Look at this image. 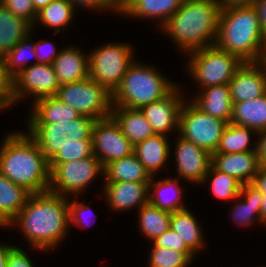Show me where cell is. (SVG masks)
I'll use <instances>...</instances> for the list:
<instances>
[{"mask_svg": "<svg viewBox=\"0 0 266 267\" xmlns=\"http://www.w3.org/2000/svg\"><path fill=\"white\" fill-rule=\"evenodd\" d=\"M93 154L106 164L134 153V145L122 134L112 116L98 119L92 130Z\"/></svg>", "mask_w": 266, "mask_h": 267, "instance_id": "obj_12", "label": "cell"}, {"mask_svg": "<svg viewBox=\"0 0 266 267\" xmlns=\"http://www.w3.org/2000/svg\"><path fill=\"white\" fill-rule=\"evenodd\" d=\"M261 219L266 225V194H262V203L260 206Z\"/></svg>", "mask_w": 266, "mask_h": 267, "instance_id": "obj_52", "label": "cell"}, {"mask_svg": "<svg viewBox=\"0 0 266 267\" xmlns=\"http://www.w3.org/2000/svg\"><path fill=\"white\" fill-rule=\"evenodd\" d=\"M14 223L33 248L46 251L56 247L70 227L68 197L49 191L31 194L9 225Z\"/></svg>", "mask_w": 266, "mask_h": 267, "instance_id": "obj_1", "label": "cell"}, {"mask_svg": "<svg viewBox=\"0 0 266 267\" xmlns=\"http://www.w3.org/2000/svg\"><path fill=\"white\" fill-rule=\"evenodd\" d=\"M212 165L219 171L229 174L242 184L252 183L261 164L257 151L241 153H213Z\"/></svg>", "mask_w": 266, "mask_h": 267, "instance_id": "obj_18", "label": "cell"}, {"mask_svg": "<svg viewBox=\"0 0 266 267\" xmlns=\"http://www.w3.org/2000/svg\"><path fill=\"white\" fill-rule=\"evenodd\" d=\"M52 1L53 0H32L33 7H34L36 12L40 11L42 8L47 6Z\"/></svg>", "mask_w": 266, "mask_h": 267, "instance_id": "obj_51", "label": "cell"}, {"mask_svg": "<svg viewBox=\"0 0 266 267\" xmlns=\"http://www.w3.org/2000/svg\"><path fill=\"white\" fill-rule=\"evenodd\" d=\"M130 47L126 43L110 42L88 54L89 77L113 93L134 61Z\"/></svg>", "mask_w": 266, "mask_h": 267, "instance_id": "obj_9", "label": "cell"}, {"mask_svg": "<svg viewBox=\"0 0 266 267\" xmlns=\"http://www.w3.org/2000/svg\"><path fill=\"white\" fill-rule=\"evenodd\" d=\"M230 123L251 128L257 133L266 130V93L255 99L234 103Z\"/></svg>", "mask_w": 266, "mask_h": 267, "instance_id": "obj_26", "label": "cell"}, {"mask_svg": "<svg viewBox=\"0 0 266 267\" xmlns=\"http://www.w3.org/2000/svg\"><path fill=\"white\" fill-rule=\"evenodd\" d=\"M171 179L170 177L155 182L154 177H151L149 189L153 188L154 191L148 194V202L161 210L174 213L186 209V206L181 204V186L178 184V179ZM171 194L173 197L169 196Z\"/></svg>", "mask_w": 266, "mask_h": 267, "instance_id": "obj_28", "label": "cell"}, {"mask_svg": "<svg viewBox=\"0 0 266 267\" xmlns=\"http://www.w3.org/2000/svg\"><path fill=\"white\" fill-rule=\"evenodd\" d=\"M76 47L60 50L52 65L60 85L78 82L89 77V55Z\"/></svg>", "mask_w": 266, "mask_h": 267, "instance_id": "obj_19", "label": "cell"}, {"mask_svg": "<svg viewBox=\"0 0 266 267\" xmlns=\"http://www.w3.org/2000/svg\"><path fill=\"white\" fill-rule=\"evenodd\" d=\"M30 34H32L31 31L3 57L6 69L12 77L29 66L26 64H29L27 62L31 55L36 56L35 44L31 42Z\"/></svg>", "mask_w": 266, "mask_h": 267, "instance_id": "obj_36", "label": "cell"}, {"mask_svg": "<svg viewBox=\"0 0 266 267\" xmlns=\"http://www.w3.org/2000/svg\"><path fill=\"white\" fill-rule=\"evenodd\" d=\"M0 226L2 227H8L9 226V222L0 214Z\"/></svg>", "mask_w": 266, "mask_h": 267, "instance_id": "obj_54", "label": "cell"}, {"mask_svg": "<svg viewBox=\"0 0 266 267\" xmlns=\"http://www.w3.org/2000/svg\"><path fill=\"white\" fill-rule=\"evenodd\" d=\"M7 267H33V264L26 252L15 246L9 253Z\"/></svg>", "mask_w": 266, "mask_h": 267, "instance_id": "obj_45", "label": "cell"}, {"mask_svg": "<svg viewBox=\"0 0 266 267\" xmlns=\"http://www.w3.org/2000/svg\"><path fill=\"white\" fill-rule=\"evenodd\" d=\"M137 210H139L140 229L145 237L155 240L170 228V212L161 210L149 202Z\"/></svg>", "mask_w": 266, "mask_h": 267, "instance_id": "obj_33", "label": "cell"}, {"mask_svg": "<svg viewBox=\"0 0 266 267\" xmlns=\"http://www.w3.org/2000/svg\"><path fill=\"white\" fill-rule=\"evenodd\" d=\"M239 197H245V201L235 204L232 210V219L240 226H248L254 222L255 218V221L265 224L261 219L262 193L260 190L252 183L242 184Z\"/></svg>", "mask_w": 266, "mask_h": 267, "instance_id": "obj_30", "label": "cell"}, {"mask_svg": "<svg viewBox=\"0 0 266 267\" xmlns=\"http://www.w3.org/2000/svg\"><path fill=\"white\" fill-rule=\"evenodd\" d=\"M258 134L255 130L228 123L220 138L218 147L214 153H241L257 151V145L254 148L249 147L251 134Z\"/></svg>", "mask_w": 266, "mask_h": 267, "instance_id": "obj_32", "label": "cell"}, {"mask_svg": "<svg viewBox=\"0 0 266 267\" xmlns=\"http://www.w3.org/2000/svg\"><path fill=\"white\" fill-rule=\"evenodd\" d=\"M175 87L163 99L144 105L140 108L157 135L166 136L170 131L179 130L180 110L185 102Z\"/></svg>", "mask_w": 266, "mask_h": 267, "instance_id": "obj_16", "label": "cell"}, {"mask_svg": "<svg viewBox=\"0 0 266 267\" xmlns=\"http://www.w3.org/2000/svg\"><path fill=\"white\" fill-rule=\"evenodd\" d=\"M0 148V172L31 194L48 191L49 161L30 134L11 132Z\"/></svg>", "mask_w": 266, "mask_h": 267, "instance_id": "obj_2", "label": "cell"}, {"mask_svg": "<svg viewBox=\"0 0 266 267\" xmlns=\"http://www.w3.org/2000/svg\"><path fill=\"white\" fill-rule=\"evenodd\" d=\"M232 103L261 97L266 93V66L260 62H243L228 83Z\"/></svg>", "mask_w": 266, "mask_h": 267, "instance_id": "obj_15", "label": "cell"}, {"mask_svg": "<svg viewBox=\"0 0 266 267\" xmlns=\"http://www.w3.org/2000/svg\"><path fill=\"white\" fill-rule=\"evenodd\" d=\"M60 84L52 64H30L13 77L14 103L26 95H33L35 100L55 96Z\"/></svg>", "mask_w": 266, "mask_h": 267, "instance_id": "obj_13", "label": "cell"}, {"mask_svg": "<svg viewBox=\"0 0 266 267\" xmlns=\"http://www.w3.org/2000/svg\"><path fill=\"white\" fill-rule=\"evenodd\" d=\"M130 0H117L118 8L121 10Z\"/></svg>", "mask_w": 266, "mask_h": 267, "instance_id": "obj_53", "label": "cell"}, {"mask_svg": "<svg viewBox=\"0 0 266 267\" xmlns=\"http://www.w3.org/2000/svg\"><path fill=\"white\" fill-rule=\"evenodd\" d=\"M210 177H212L210 182L211 192L217 199H240L242 183L235 177L217 170L212 164L204 177V182Z\"/></svg>", "mask_w": 266, "mask_h": 267, "instance_id": "obj_35", "label": "cell"}, {"mask_svg": "<svg viewBox=\"0 0 266 267\" xmlns=\"http://www.w3.org/2000/svg\"><path fill=\"white\" fill-rule=\"evenodd\" d=\"M96 119L80 116L72 121L52 124H28V132L49 161L60 149L93 146L92 130Z\"/></svg>", "mask_w": 266, "mask_h": 267, "instance_id": "obj_6", "label": "cell"}, {"mask_svg": "<svg viewBox=\"0 0 266 267\" xmlns=\"http://www.w3.org/2000/svg\"><path fill=\"white\" fill-rule=\"evenodd\" d=\"M175 160L179 176L188 182L204 183L212 164V154L178 135Z\"/></svg>", "mask_w": 266, "mask_h": 267, "instance_id": "obj_14", "label": "cell"}, {"mask_svg": "<svg viewBox=\"0 0 266 267\" xmlns=\"http://www.w3.org/2000/svg\"><path fill=\"white\" fill-rule=\"evenodd\" d=\"M103 173L105 182H150L151 180L150 174L134 153L106 164Z\"/></svg>", "mask_w": 266, "mask_h": 267, "instance_id": "obj_27", "label": "cell"}, {"mask_svg": "<svg viewBox=\"0 0 266 267\" xmlns=\"http://www.w3.org/2000/svg\"><path fill=\"white\" fill-rule=\"evenodd\" d=\"M15 245L0 244V267H7L10 251Z\"/></svg>", "mask_w": 266, "mask_h": 267, "instance_id": "obj_50", "label": "cell"}, {"mask_svg": "<svg viewBox=\"0 0 266 267\" xmlns=\"http://www.w3.org/2000/svg\"><path fill=\"white\" fill-rule=\"evenodd\" d=\"M257 135L258 137L257 145V156L261 166H266V130L259 132Z\"/></svg>", "mask_w": 266, "mask_h": 267, "instance_id": "obj_46", "label": "cell"}, {"mask_svg": "<svg viewBox=\"0 0 266 267\" xmlns=\"http://www.w3.org/2000/svg\"><path fill=\"white\" fill-rule=\"evenodd\" d=\"M49 169L48 191L63 197H69V194L79 195L97 175L104 174V167L95 155L61 164H49Z\"/></svg>", "mask_w": 266, "mask_h": 267, "instance_id": "obj_10", "label": "cell"}, {"mask_svg": "<svg viewBox=\"0 0 266 267\" xmlns=\"http://www.w3.org/2000/svg\"><path fill=\"white\" fill-rule=\"evenodd\" d=\"M106 202L112 210L138 209L148 203L149 182H104ZM139 205V206H137Z\"/></svg>", "mask_w": 266, "mask_h": 267, "instance_id": "obj_17", "label": "cell"}, {"mask_svg": "<svg viewBox=\"0 0 266 267\" xmlns=\"http://www.w3.org/2000/svg\"><path fill=\"white\" fill-rule=\"evenodd\" d=\"M33 113L27 120L28 124H52L72 121L81 115L56 96L43 97L33 102Z\"/></svg>", "mask_w": 266, "mask_h": 267, "instance_id": "obj_23", "label": "cell"}, {"mask_svg": "<svg viewBox=\"0 0 266 267\" xmlns=\"http://www.w3.org/2000/svg\"><path fill=\"white\" fill-rule=\"evenodd\" d=\"M195 98L193 103L200 110L208 115L230 123L233 103L230 98V88L228 84L204 88L200 92V95Z\"/></svg>", "mask_w": 266, "mask_h": 267, "instance_id": "obj_21", "label": "cell"}, {"mask_svg": "<svg viewBox=\"0 0 266 267\" xmlns=\"http://www.w3.org/2000/svg\"><path fill=\"white\" fill-rule=\"evenodd\" d=\"M111 116L118 123L122 134L134 146L155 135L151 124L140 109L112 107Z\"/></svg>", "mask_w": 266, "mask_h": 267, "instance_id": "obj_22", "label": "cell"}, {"mask_svg": "<svg viewBox=\"0 0 266 267\" xmlns=\"http://www.w3.org/2000/svg\"><path fill=\"white\" fill-rule=\"evenodd\" d=\"M55 96L82 116L96 120L111 116L112 93L90 77L60 85Z\"/></svg>", "mask_w": 266, "mask_h": 267, "instance_id": "obj_8", "label": "cell"}, {"mask_svg": "<svg viewBox=\"0 0 266 267\" xmlns=\"http://www.w3.org/2000/svg\"><path fill=\"white\" fill-rule=\"evenodd\" d=\"M14 103L13 77L8 73L4 58L0 57V109H8Z\"/></svg>", "mask_w": 266, "mask_h": 267, "instance_id": "obj_39", "label": "cell"}, {"mask_svg": "<svg viewBox=\"0 0 266 267\" xmlns=\"http://www.w3.org/2000/svg\"><path fill=\"white\" fill-rule=\"evenodd\" d=\"M33 27L0 4V57L11 51Z\"/></svg>", "mask_w": 266, "mask_h": 267, "instance_id": "obj_25", "label": "cell"}, {"mask_svg": "<svg viewBox=\"0 0 266 267\" xmlns=\"http://www.w3.org/2000/svg\"><path fill=\"white\" fill-rule=\"evenodd\" d=\"M152 243L153 246L168 247L179 252H191L184 244L183 239L179 237V233L171 228L153 240Z\"/></svg>", "mask_w": 266, "mask_h": 267, "instance_id": "obj_41", "label": "cell"}, {"mask_svg": "<svg viewBox=\"0 0 266 267\" xmlns=\"http://www.w3.org/2000/svg\"><path fill=\"white\" fill-rule=\"evenodd\" d=\"M221 7L223 8H229V7H235V6H246V5H253L255 0H216Z\"/></svg>", "mask_w": 266, "mask_h": 267, "instance_id": "obj_49", "label": "cell"}, {"mask_svg": "<svg viewBox=\"0 0 266 267\" xmlns=\"http://www.w3.org/2000/svg\"><path fill=\"white\" fill-rule=\"evenodd\" d=\"M73 6L76 8L77 6L88 7L89 9H102L103 11L106 9H112L115 12H120L117 4V0H69Z\"/></svg>", "mask_w": 266, "mask_h": 267, "instance_id": "obj_44", "label": "cell"}, {"mask_svg": "<svg viewBox=\"0 0 266 267\" xmlns=\"http://www.w3.org/2000/svg\"><path fill=\"white\" fill-rule=\"evenodd\" d=\"M227 124L219 118L206 114L192 101L189 105L185 101L180 110L178 134L213 154Z\"/></svg>", "mask_w": 266, "mask_h": 267, "instance_id": "obj_11", "label": "cell"}, {"mask_svg": "<svg viewBox=\"0 0 266 267\" xmlns=\"http://www.w3.org/2000/svg\"><path fill=\"white\" fill-rule=\"evenodd\" d=\"M170 82L158 73L156 68L134 60L120 85L112 93V107L140 109L144 105L161 100L177 86Z\"/></svg>", "mask_w": 266, "mask_h": 267, "instance_id": "obj_5", "label": "cell"}, {"mask_svg": "<svg viewBox=\"0 0 266 267\" xmlns=\"http://www.w3.org/2000/svg\"><path fill=\"white\" fill-rule=\"evenodd\" d=\"M68 206H69V224L74 223V224L79 225L81 227H83V226L86 227L88 224L86 222L87 219L84 216H86L85 215V213H86L87 216L89 217L88 213H90L91 208L82 202L73 201L71 203V201H69V200H68ZM85 224H87V225H85Z\"/></svg>", "mask_w": 266, "mask_h": 267, "instance_id": "obj_43", "label": "cell"}, {"mask_svg": "<svg viewBox=\"0 0 266 267\" xmlns=\"http://www.w3.org/2000/svg\"><path fill=\"white\" fill-rule=\"evenodd\" d=\"M192 252H179L168 247L153 246L149 267H186L194 259Z\"/></svg>", "mask_w": 266, "mask_h": 267, "instance_id": "obj_37", "label": "cell"}, {"mask_svg": "<svg viewBox=\"0 0 266 267\" xmlns=\"http://www.w3.org/2000/svg\"><path fill=\"white\" fill-rule=\"evenodd\" d=\"M93 146H70L60 149L50 160L49 164H61L68 161L89 158L93 156Z\"/></svg>", "mask_w": 266, "mask_h": 267, "instance_id": "obj_38", "label": "cell"}, {"mask_svg": "<svg viewBox=\"0 0 266 267\" xmlns=\"http://www.w3.org/2000/svg\"><path fill=\"white\" fill-rule=\"evenodd\" d=\"M170 228L179 233V237L194 255L205 245L202 230L187 208L171 213Z\"/></svg>", "mask_w": 266, "mask_h": 267, "instance_id": "obj_29", "label": "cell"}, {"mask_svg": "<svg viewBox=\"0 0 266 267\" xmlns=\"http://www.w3.org/2000/svg\"><path fill=\"white\" fill-rule=\"evenodd\" d=\"M253 5L258 13L260 28L266 36V0H255Z\"/></svg>", "mask_w": 266, "mask_h": 267, "instance_id": "obj_47", "label": "cell"}, {"mask_svg": "<svg viewBox=\"0 0 266 267\" xmlns=\"http://www.w3.org/2000/svg\"><path fill=\"white\" fill-rule=\"evenodd\" d=\"M215 45L236 55L242 62L263 60L266 36L260 28L254 5L221 9Z\"/></svg>", "mask_w": 266, "mask_h": 267, "instance_id": "obj_4", "label": "cell"}, {"mask_svg": "<svg viewBox=\"0 0 266 267\" xmlns=\"http://www.w3.org/2000/svg\"><path fill=\"white\" fill-rule=\"evenodd\" d=\"M75 7L69 0H53L47 6L37 12L35 22L39 21L44 26L54 28L56 33L65 29L70 22H72Z\"/></svg>", "mask_w": 266, "mask_h": 267, "instance_id": "obj_34", "label": "cell"}, {"mask_svg": "<svg viewBox=\"0 0 266 267\" xmlns=\"http://www.w3.org/2000/svg\"><path fill=\"white\" fill-rule=\"evenodd\" d=\"M252 184L255 185L262 194H266V166H261L255 175Z\"/></svg>", "mask_w": 266, "mask_h": 267, "instance_id": "obj_48", "label": "cell"}, {"mask_svg": "<svg viewBox=\"0 0 266 267\" xmlns=\"http://www.w3.org/2000/svg\"><path fill=\"white\" fill-rule=\"evenodd\" d=\"M134 154L151 177L165 167L170 155L167 135H153L134 146Z\"/></svg>", "mask_w": 266, "mask_h": 267, "instance_id": "obj_20", "label": "cell"}, {"mask_svg": "<svg viewBox=\"0 0 266 267\" xmlns=\"http://www.w3.org/2000/svg\"><path fill=\"white\" fill-rule=\"evenodd\" d=\"M31 195L24 187L11 182L0 172V214L10 223Z\"/></svg>", "mask_w": 266, "mask_h": 267, "instance_id": "obj_31", "label": "cell"}, {"mask_svg": "<svg viewBox=\"0 0 266 267\" xmlns=\"http://www.w3.org/2000/svg\"><path fill=\"white\" fill-rule=\"evenodd\" d=\"M183 0H130L119 13L136 18H156L161 27L180 8Z\"/></svg>", "mask_w": 266, "mask_h": 267, "instance_id": "obj_24", "label": "cell"}, {"mask_svg": "<svg viewBox=\"0 0 266 267\" xmlns=\"http://www.w3.org/2000/svg\"><path fill=\"white\" fill-rule=\"evenodd\" d=\"M46 48V50H45ZM45 50V51H44ZM35 59L34 63L37 64H52L55 58L59 55L60 51L55 50V46L51 41L43 40L35 43Z\"/></svg>", "mask_w": 266, "mask_h": 267, "instance_id": "obj_42", "label": "cell"}, {"mask_svg": "<svg viewBox=\"0 0 266 267\" xmlns=\"http://www.w3.org/2000/svg\"><path fill=\"white\" fill-rule=\"evenodd\" d=\"M3 5L16 16L27 21L31 26H35L37 12L33 7L32 0H4Z\"/></svg>", "mask_w": 266, "mask_h": 267, "instance_id": "obj_40", "label": "cell"}, {"mask_svg": "<svg viewBox=\"0 0 266 267\" xmlns=\"http://www.w3.org/2000/svg\"><path fill=\"white\" fill-rule=\"evenodd\" d=\"M189 55V73L203 89L228 84L243 64L236 55L223 51L216 45L192 51Z\"/></svg>", "mask_w": 266, "mask_h": 267, "instance_id": "obj_7", "label": "cell"}, {"mask_svg": "<svg viewBox=\"0 0 266 267\" xmlns=\"http://www.w3.org/2000/svg\"><path fill=\"white\" fill-rule=\"evenodd\" d=\"M220 12L216 0H183L160 29L173 38L180 50L190 53L215 45Z\"/></svg>", "mask_w": 266, "mask_h": 267, "instance_id": "obj_3", "label": "cell"}, {"mask_svg": "<svg viewBox=\"0 0 266 267\" xmlns=\"http://www.w3.org/2000/svg\"><path fill=\"white\" fill-rule=\"evenodd\" d=\"M262 62H263V63L265 64V66H266V49H265V53H264V57H263Z\"/></svg>", "mask_w": 266, "mask_h": 267, "instance_id": "obj_55", "label": "cell"}]
</instances>
